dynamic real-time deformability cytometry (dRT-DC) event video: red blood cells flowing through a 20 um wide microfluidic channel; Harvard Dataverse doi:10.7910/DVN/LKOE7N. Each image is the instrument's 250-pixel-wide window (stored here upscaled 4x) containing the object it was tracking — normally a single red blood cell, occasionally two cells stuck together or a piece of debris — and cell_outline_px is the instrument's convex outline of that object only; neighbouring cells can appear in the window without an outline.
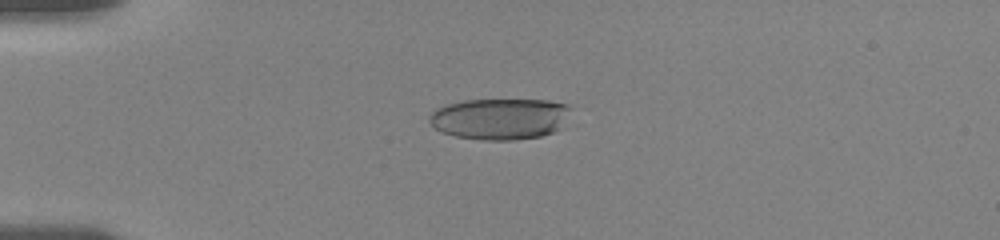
{"species": "human", "species_latin": "Homo sapiens", "temperature_condition": "room temperature", "stored_images_in_passage": 20, "camera_frame_rate_fps": 3000, "um_per_image_px": 0.085, "donor": {"sex": "female"}, "frame": {"image": 1, "passage_image": 15, "time_ms": 4.667, "image_size_px": [1000, 240], "cell_outline_px": [[572, 108], [564, 128], [540, 136], [512, 140], [484, 140], [456, 136], [444, 132], [436, 128], [428, 120], [428, 116], [436, 108], [448, 104], [464, 100], [548, 100], [568, 104]], "centroid_in_image_um": [42.56, 10.09], "position_along_channel_um": 42.4, "area_um2": 34.22}}